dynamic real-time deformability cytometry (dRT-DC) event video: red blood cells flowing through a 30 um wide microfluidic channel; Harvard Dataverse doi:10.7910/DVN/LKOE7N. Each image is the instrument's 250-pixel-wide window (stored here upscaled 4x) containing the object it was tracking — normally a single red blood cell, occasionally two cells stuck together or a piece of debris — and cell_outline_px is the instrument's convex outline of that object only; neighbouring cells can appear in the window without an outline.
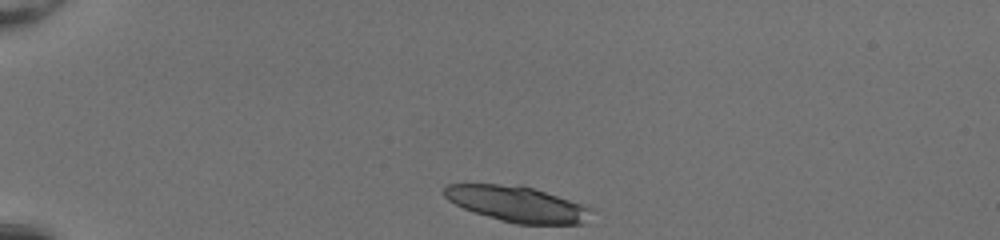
{"species": "common noctule bat (a hibernating species)", "species_latin": "Nyctalus noctula", "temperature_condition": "room temperature", "stored_images_in_passage": 8, "camera_frame_rate_fps": 3000, "um_per_image_px": 0.085, "animal": {"sex": "female", "body_mass_g": 20.0, "forearm_length_mm": 54.0}, "frame": {"image": 1, "passage_image": 1, "time_ms": 0.0, "image_size_px": [1000, 240], "cell_outline_px": [[592, 208], [584, 224], [516, 224], [500, 220], [464, 208], [448, 200], [444, 196], [444, 188], [448, 184], [520, 184]], "centroid_in_image_um": [43.93, 17.34], "position_along_channel_um": 41.1, "area_um2": 30.11}}